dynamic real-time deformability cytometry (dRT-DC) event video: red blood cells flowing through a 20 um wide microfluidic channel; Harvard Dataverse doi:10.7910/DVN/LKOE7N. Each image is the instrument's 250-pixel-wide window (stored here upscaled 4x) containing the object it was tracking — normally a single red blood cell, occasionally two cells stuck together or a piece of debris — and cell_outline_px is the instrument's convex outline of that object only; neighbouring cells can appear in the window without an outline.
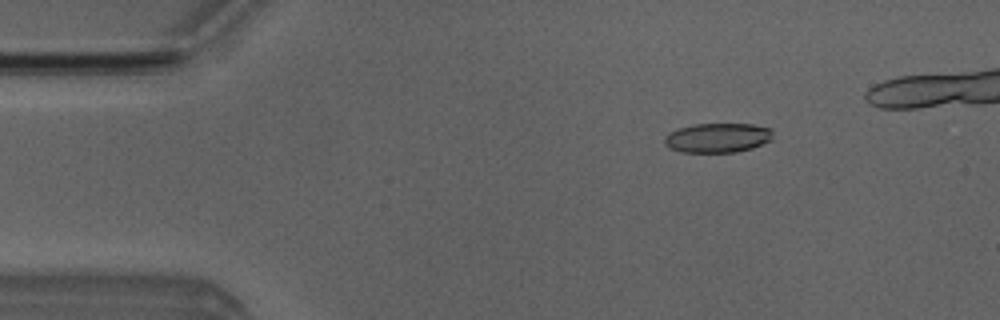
{"species": "Egyptian fruit bat (a non-hibernating species)", "species_latin": "Rousettus aegyptiacus", "temperature_condition": "room temperature", "stored_images_in_passage": 6, "camera_frame_rate_fps": 3000, "um_per_image_px": 0.085, "animal": {"sex": "male"}, "frame": {"image": 1, "passage_image": 3, "time_ms": 2.333, "image_size_px": [1000, 320], "cell_outline_px": [[772, 140], [752, 148], [736, 152], [680, 152], [664, 144], [664, 136], [668, 132], [692, 124], [752, 124], [772, 128]], "centroid_in_image_um": [61.0, 11.71], "position_along_channel_um": 24.0, "area_um2": 18.73}}